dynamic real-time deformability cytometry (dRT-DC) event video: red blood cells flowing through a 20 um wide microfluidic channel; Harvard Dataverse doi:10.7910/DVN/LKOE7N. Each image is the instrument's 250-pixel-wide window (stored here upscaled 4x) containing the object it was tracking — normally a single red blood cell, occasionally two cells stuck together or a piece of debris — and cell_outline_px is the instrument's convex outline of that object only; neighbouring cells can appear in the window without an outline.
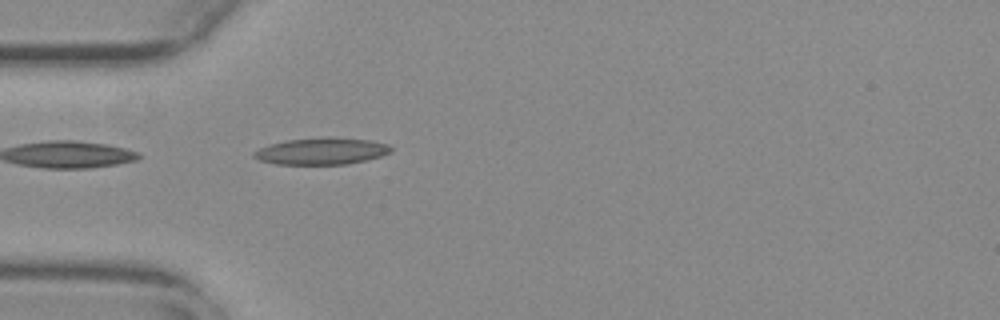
{"species": "common noctule bat (a hibernating species)", "species_latin": "Nyctalus noctula", "temperature_condition": "warm", "stored_images_in_passage": 39, "camera_frame_rate_fps": 3000, "um_per_image_px": 0.085, "animal": {"sex": "female", "body_mass_g": 29.2, "forearm_length_mm": 56.3}, "frame": {"image": 1, "passage_image": 1, "time_ms": 0.0, "image_size_px": [1000, 320], "cell_outline_px": [[392, 152], [380, 156], [348, 164], [276, 164], [260, 160], [252, 156], [252, 152], [268, 144], [288, 140], [328, 136], [372, 140], [388, 144], [392, 148]], "centroid_in_image_um": [27.34, 12.83], "position_along_channel_um": 57.7, "area_um2": 21.5}}
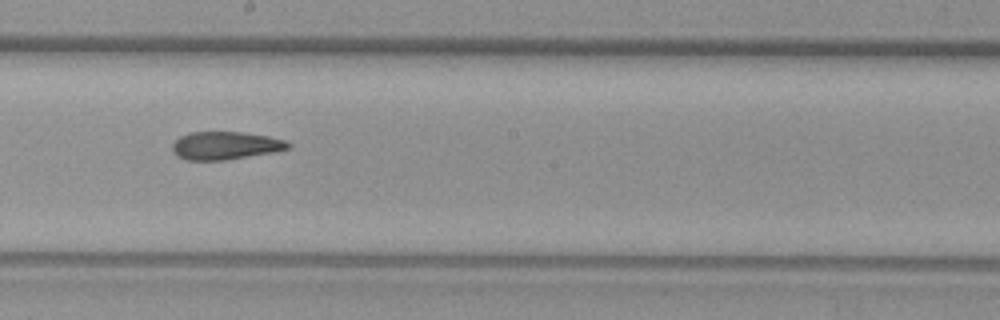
{"frame": {"image": 2, "passage_image": 15, "time_ms": 4.667, "image_size_px": [1000, 320], "cell_outline_px": [[292, 144], [288, 148], [276, 152], [224, 160], [184, 160], [176, 156], [172, 152], [172, 144], [180, 136], [188, 132], [240, 132], [268, 136], [284, 140]], "centroid_in_image_um": [19.12, 12.38], "position_along_channel_um": 229.1, "area_um2": 18.96}}
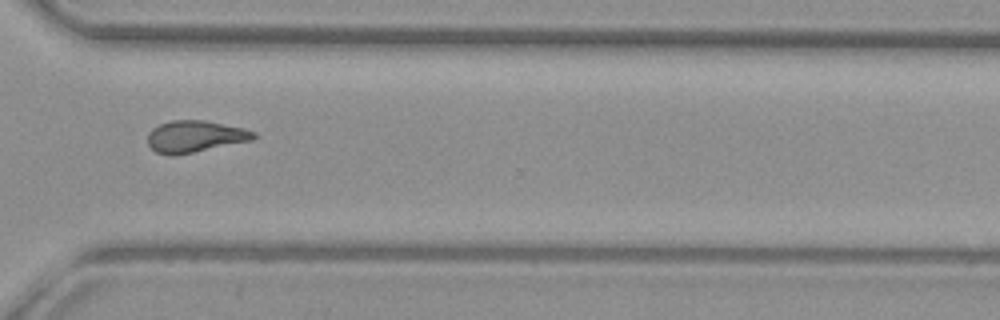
{"frame": {"image": 3, "passage_image": 25, "time_ms": 8.0, "image_size_px": [1000, 320], "cell_outline_px": [[256, 140], [172, 156], [168, 156], [156, 152], [148, 144], [148, 132], [152, 128], [160, 124], [172, 120], [204, 120], [244, 128], [256, 132]], "centroid_in_image_um": [16.6, 11.6], "position_along_channel_um": 354.0, "area_um2": 19.77}, "authors_computed_cell_mechanics": {"area_um2": 19.363, "velocity_mm_per_s": 3.7467, "shape_relaxation_time_tau1_ms": null, "shape_relaxation_time_tau2_ms": 4.553, "deformation_change_tau1": null, "deformation_change_tau2": 0.128}}